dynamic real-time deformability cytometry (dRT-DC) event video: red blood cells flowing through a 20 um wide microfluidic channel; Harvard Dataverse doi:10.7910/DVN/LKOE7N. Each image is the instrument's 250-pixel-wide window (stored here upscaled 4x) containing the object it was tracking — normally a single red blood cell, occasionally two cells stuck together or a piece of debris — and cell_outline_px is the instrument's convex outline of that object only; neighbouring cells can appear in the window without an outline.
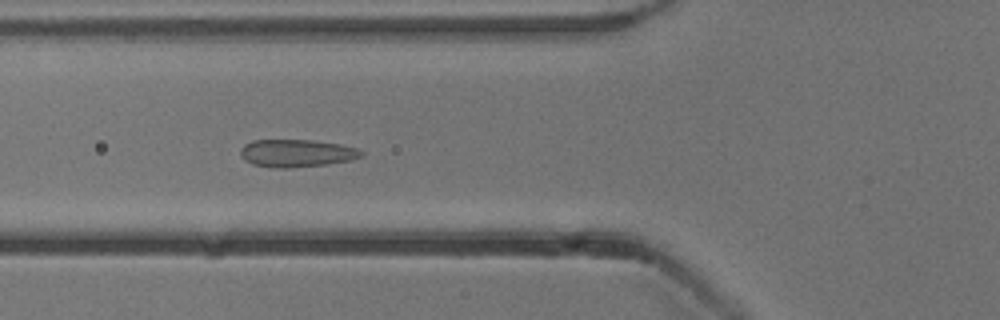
{"species": "common noctule bat (a hibernating species)", "species_latin": "Nyctalus noctula", "temperature_condition": "cold", "stored_images_in_passage": 25, "camera_frame_rate_fps": 3000, "um_per_image_px": 0.085, "animal": {"sex": "male", "body_mass_g": 13.3}, "frame": {"image": 1, "passage_image": 5, "time_ms": 1.333, "image_size_px": [1000, 320], "cell_outline_px": [[364, 156], [352, 160], [324, 164], [288, 168], [272, 168], [252, 164], [244, 160], [240, 156], [240, 148], [244, 144], [252, 140], [312, 140], [340, 144], [356, 148], [364, 152]], "centroid_in_image_um": [25.18, 13.02], "position_along_channel_um": 100.6, "area_um2": 19.59}}
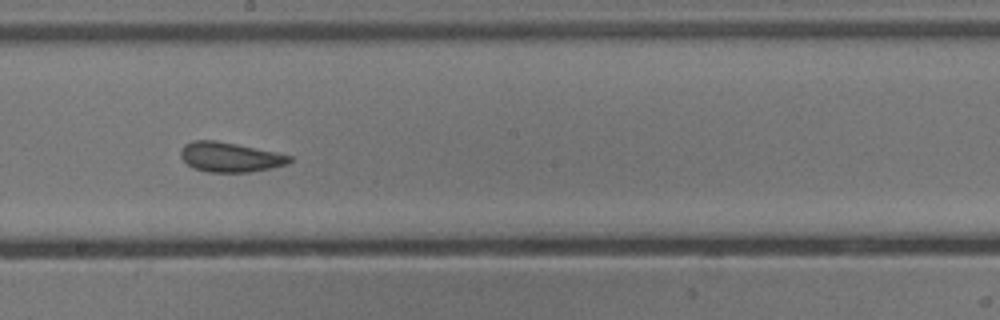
{"frame": {"image": 2, "passage_image": 15, "time_ms": 4.667, "image_size_px": [1000, 320], "cell_outline_px": [[292, 160], [288, 164], [272, 168], [248, 172], [208, 172], [192, 168], [180, 156], [180, 148], [184, 144], [192, 140], [216, 140], [276, 152], [292, 156]], "centroid_in_image_um": [19.53, 13.35], "position_along_channel_um": 228.7, "area_um2": 18.96}}
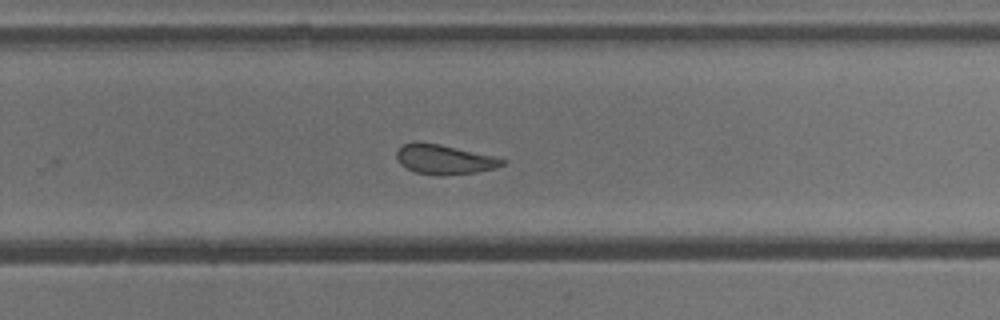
{"frame": {"image": 3, "passage_image": 20, "time_ms": 6.333, "image_size_px": [1000, 320], "cell_outline_px": [[508, 160], [504, 164], [496, 168], [476, 172], [436, 176], [416, 172], [400, 164], [396, 160], [396, 152], [404, 144], [416, 140], [440, 144], [492, 156]], "centroid_in_image_um": [37.73, 13.54], "position_along_channel_um": 292.1, "area_um2": 18.26}}